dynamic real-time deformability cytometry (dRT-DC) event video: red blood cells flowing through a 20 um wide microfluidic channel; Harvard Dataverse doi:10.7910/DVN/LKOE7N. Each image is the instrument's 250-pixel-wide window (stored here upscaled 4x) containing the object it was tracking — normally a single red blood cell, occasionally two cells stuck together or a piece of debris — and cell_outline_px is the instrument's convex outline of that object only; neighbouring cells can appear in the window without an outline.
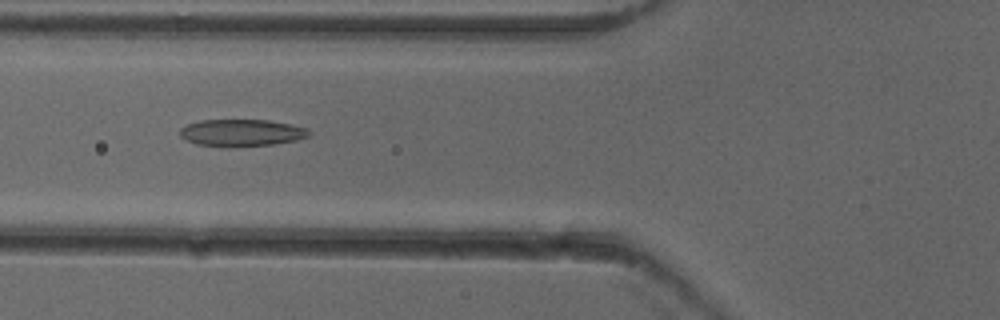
{"species": "common noctule bat (a hibernating species)", "species_latin": "Nyctalus noctula", "temperature_condition": "cold", "stored_images_in_passage": 45, "camera_frame_rate_fps": 3000, "um_per_image_px": 0.085, "animal": {"sex": "female"}, "frame": {"image": 1, "passage_image": 13, "time_ms": 4.0, "image_size_px": [1000, 320], "cell_outline_px": [[312, 132], [308, 136], [296, 140], [272, 144], [232, 148], [196, 144], [180, 136], [180, 128], [188, 124], [200, 120], [268, 120], [308, 128]], "centroid_in_image_um": [20.53, 11.29], "position_along_channel_um": 105.3, "area_um2": 20.4}}
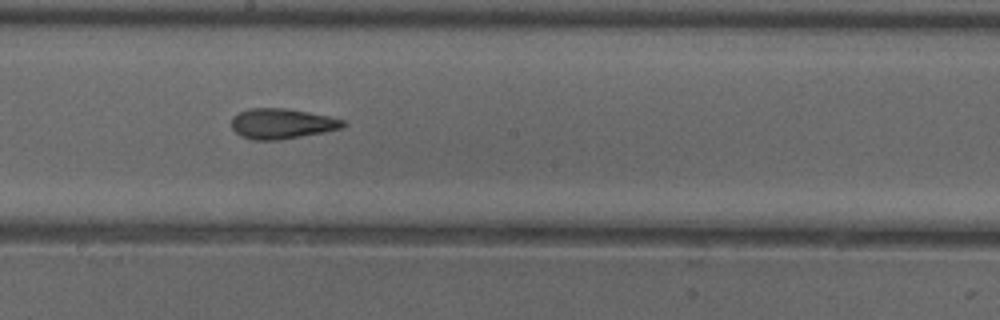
{"frame": {"image": 2, "passage_image": 22, "time_ms": 7.0, "image_size_px": [1000, 320], "cell_outline_px": [[348, 124], [340, 128], [280, 140], [252, 140], [240, 136], [232, 128], [232, 116], [248, 108], [284, 108], [328, 116], [344, 120]], "centroid_in_image_um": [23.91, 10.51], "position_along_channel_um": 224.3, "area_um2": 19.48}}
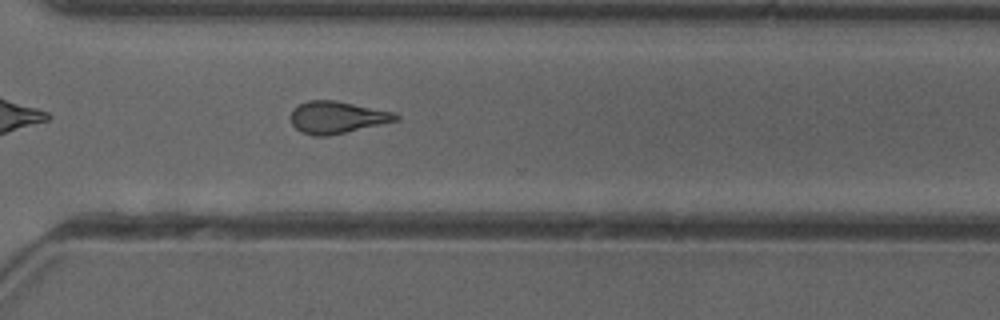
{"frame": {"image": 3, "passage_image": 31, "time_ms": 10.0, "image_size_px": [1000, 320], "cell_outline_px": [[400, 120], [328, 136], [312, 136], [300, 132], [292, 124], [288, 116], [292, 108], [308, 100], [336, 100], [396, 112], [400, 116]], "centroid_in_image_um": [28.63, 9.97], "position_along_channel_um": 342.0, "area_um2": 20.06}, "authors_computed_cell_mechanics": {"area_um2": 19.5364, "velocity_mm_per_s": 3.9425, "shape_relaxation_time_tau1_ms": null, "shape_relaxation_time_tau2_ms": 2.4995, "deformation_change_tau1": null, "deformation_change_tau2": 0.1083}}